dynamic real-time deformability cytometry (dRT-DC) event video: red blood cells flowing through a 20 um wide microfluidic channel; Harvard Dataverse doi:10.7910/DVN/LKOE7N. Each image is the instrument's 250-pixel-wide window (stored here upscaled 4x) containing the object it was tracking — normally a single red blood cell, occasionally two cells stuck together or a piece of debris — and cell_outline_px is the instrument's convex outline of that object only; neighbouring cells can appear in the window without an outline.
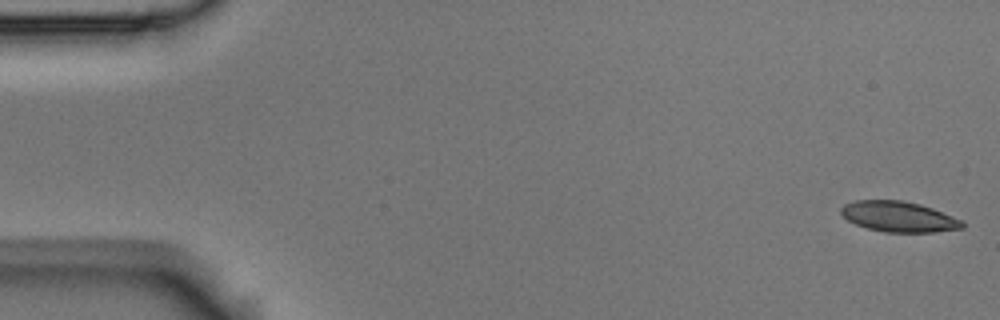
{"species": "Egyptian fruit bat (a non-hibernating species)", "species_latin": "Rousettus aegyptiacus", "temperature_condition": "room temperature", "stored_images_in_passage": 55, "camera_frame_rate_fps": 3000, "um_per_image_px": 0.085, "animal": {"sex": "male"}, "frame": {"image": 1, "passage_image": 1, "time_ms": 0.0, "image_size_px": [1000, 320], "cell_outline_px": [[964, 228], [936, 232], [884, 232], [868, 228], [856, 224], [848, 220], [840, 212], [840, 208], [844, 204], [856, 200], [900, 200], [920, 204], [932, 208], [964, 220]], "centroid_in_image_um": [76.42, 18.41], "position_along_channel_um": 8.6, "area_um2": 21.62}}
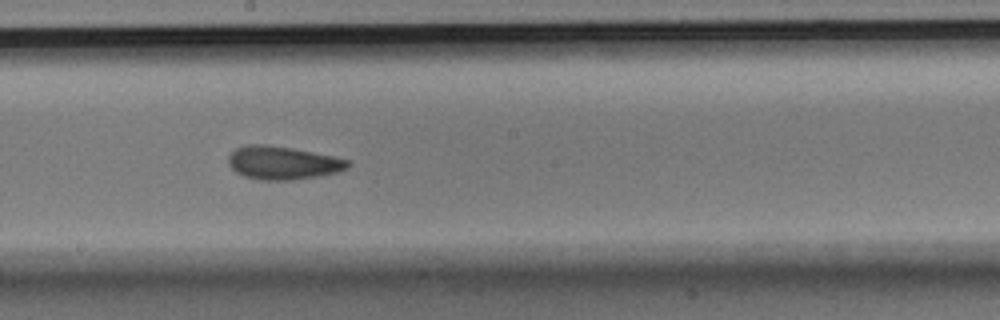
{"frame": {"image": 2, "passage_image": 30, "time_ms": 9.667, "image_size_px": [1000, 320], "cell_outline_px": [[352, 164], [348, 168], [340, 172], [292, 180], [260, 180], [244, 176], [236, 172], [228, 164], [228, 156], [236, 148], [248, 144], [264, 144], [292, 148], [336, 156], [348, 160]], "centroid_in_image_um": [24.06, 13.84], "position_along_channel_um": 224.1, "area_um2": 23.29}}
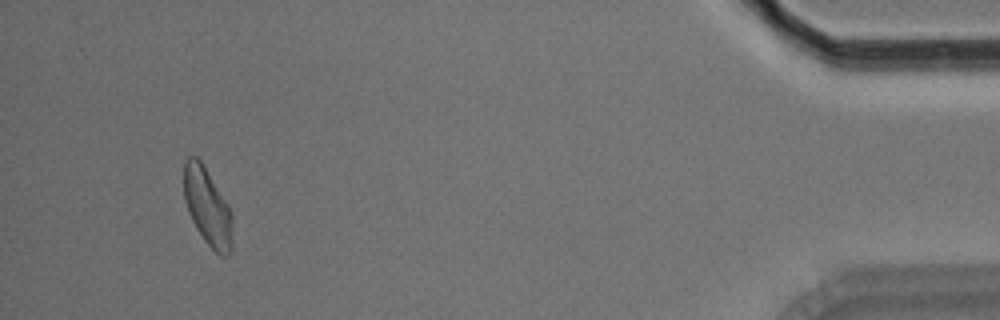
{"frame": {"image": 3, "passage_image": 52, "time_ms": 17.0, "image_size_px": [1000, 320], "cell_outline_px": [[232, 252], [228, 256], [220, 256], [204, 240], [196, 228], [188, 212], [184, 200], [184, 160], [188, 156], [196, 156], [200, 160], [228, 204], [232, 212]], "centroid_in_image_um": [17.64, 17.61], "position_along_channel_um": 417.6, "area_um2": 22.02}, "authors_computed_cell_mechanics": {"area_um2": 22.1952, "velocity_mm_per_s": 3.6095, "shape_relaxation_time_tau1_ms": 5.4623, "shape_relaxation_time_tau2_ms": 2.0771, "deformation_change_tau1": 0.1378, "deformation_change_tau2": 0.0805}}